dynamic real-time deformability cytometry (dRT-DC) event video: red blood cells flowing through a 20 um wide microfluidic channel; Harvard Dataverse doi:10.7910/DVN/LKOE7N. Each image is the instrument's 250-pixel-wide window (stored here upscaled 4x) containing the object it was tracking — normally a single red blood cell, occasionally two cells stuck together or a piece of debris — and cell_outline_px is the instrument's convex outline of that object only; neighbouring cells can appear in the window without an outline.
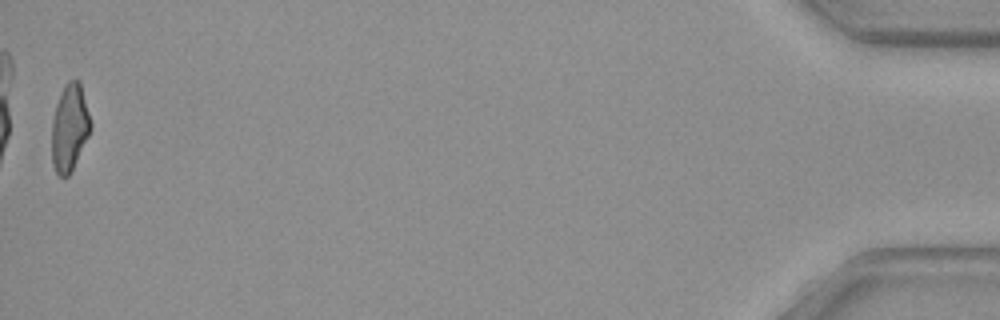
{"species": "common noctule bat (a hibernating species)", "species_latin": "Nyctalus noctula", "temperature_condition": "warm", "stored_images_in_passage": 35, "camera_frame_rate_fps": 3000, "um_per_image_px": 0.085, "animal": {"sex": "female", "body_mass_g": 29.2, "forearm_length_mm": 56.3}, "frame": {"image": 1, "passage_image": 35, "time_ms": 11.333, "image_size_px": [1000, 320], "cell_outline_px": [[92, 128], [68, 176], [60, 176], [56, 172], [52, 164], [52, 120], [56, 104], [60, 92], [64, 84], [68, 80], [80, 80], [92, 124]], "centroid_in_image_um": [5.91, 10.79], "position_along_channel_um": 429.3, "area_um2": 19.65}}